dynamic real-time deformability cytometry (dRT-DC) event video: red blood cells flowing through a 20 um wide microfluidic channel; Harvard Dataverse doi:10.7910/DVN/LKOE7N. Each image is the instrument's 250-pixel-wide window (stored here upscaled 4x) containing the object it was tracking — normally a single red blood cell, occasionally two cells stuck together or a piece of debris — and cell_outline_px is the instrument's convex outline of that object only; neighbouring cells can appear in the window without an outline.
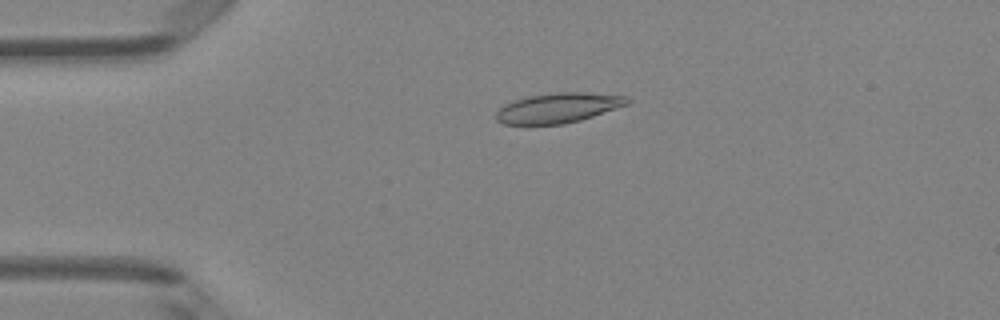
{"species": "Egyptian fruit bat (a non-hibernating species)", "species_latin": "Rousettus aegyptiacus", "temperature_condition": "room temperature", "stored_images_in_passage": 4, "camera_frame_rate_fps": 3000, "um_per_image_px": 0.085, "animal": {"sex": "female"}, "frame": {"image": 1, "passage_image": 2, "time_ms": 1.0, "image_size_px": [1000, 320], "cell_outline_px": [[632, 100], [628, 104], [580, 120], [564, 124], [504, 124], [496, 120], [496, 112], [504, 104], [528, 96], [556, 92], [584, 92], [628, 96]], "centroid_in_image_um": [47.46, 9.16], "position_along_channel_um": 37.5, "area_um2": 22.77}}
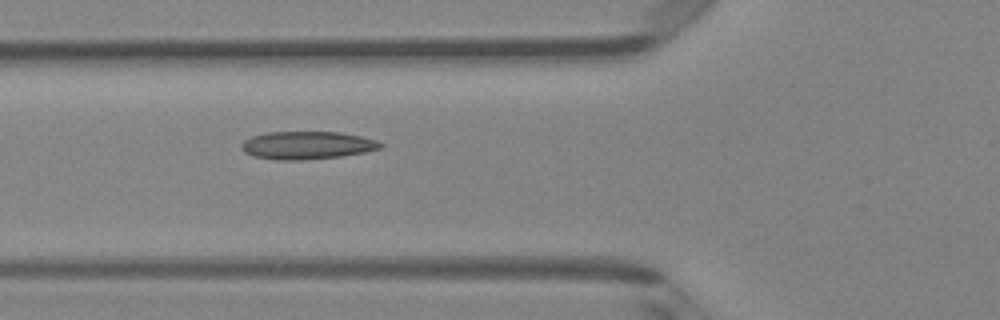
{"frame": {"image": 2, "passage_image": 4, "time_ms": 3.333, "image_size_px": [1000, 320], "cell_outline_px": [[384, 144], [380, 148], [364, 152], [340, 156], [304, 160], [276, 160], [252, 156], [244, 152], [240, 148], [240, 144], [244, 140], [252, 136], [268, 132], [340, 132], [360, 136], [376, 140]], "centroid_in_image_um": [26.05, 12.35], "position_along_channel_um": 99.7, "area_um2": 22.6}}